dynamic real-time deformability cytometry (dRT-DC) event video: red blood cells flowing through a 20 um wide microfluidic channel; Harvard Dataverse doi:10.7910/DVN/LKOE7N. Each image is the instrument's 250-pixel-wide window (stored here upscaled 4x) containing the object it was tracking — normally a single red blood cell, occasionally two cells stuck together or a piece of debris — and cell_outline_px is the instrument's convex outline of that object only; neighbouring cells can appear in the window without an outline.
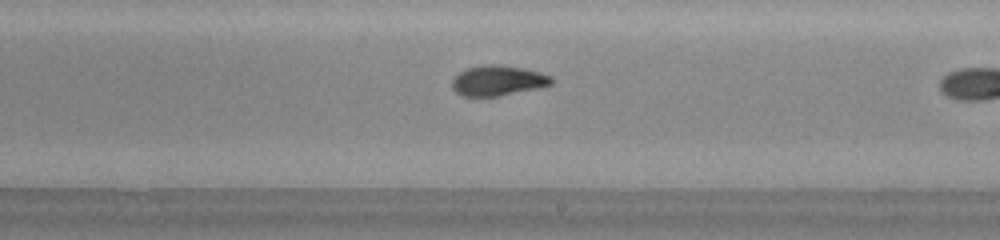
{"species": "common noctule bat (a hibernating species)", "species_latin": "Nyctalus noctula", "temperature_condition": "warm", "stored_images_in_passage": 18, "camera_frame_rate_fps": 3000, "um_per_image_px": 0.085, "animal": {"sex": "male", "body_mass_g": 20.0, "forearm_length_mm": 53.3}, "frame": {"image": 1, "passage_image": 16, "time_ms": 5.0, "image_size_px": [1000, 240], "cell_outline_px": [[556, 80], [552, 84], [536, 88], [496, 96], [464, 96], [456, 92], [452, 88], [452, 80], [460, 72], [468, 68], [484, 64], [492, 64], [520, 68], [540, 72], [552, 76]], "centroid_in_image_um": [42.33, 6.85], "position_along_channel_um": 246.7, "area_um2": 17.22}}